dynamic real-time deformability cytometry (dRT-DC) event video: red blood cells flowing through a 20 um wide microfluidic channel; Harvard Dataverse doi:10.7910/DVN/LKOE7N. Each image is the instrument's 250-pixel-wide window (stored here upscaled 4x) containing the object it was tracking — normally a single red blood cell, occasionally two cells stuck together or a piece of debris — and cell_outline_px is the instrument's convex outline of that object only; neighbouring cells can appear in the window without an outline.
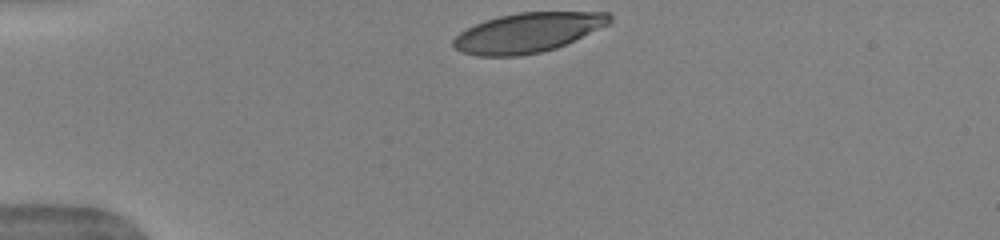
{"species": "human", "species_latin": "Homo sapiens", "temperature_condition": "warm", "stored_images_in_passage": 33, "camera_frame_rate_fps": 3000, "um_per_image_px": 0.085, "donor": {"sex": "female"}, "frame": {"image": 1, "passage_image": 1, "time_ms": 0.0, "image_size_px": [1000, 240], "cell_outline_px": [[612, 20], [608, 24], [556, 48], [540, 52], [516, 56], [476, 56], [464, 52], [456, 48], [452, 44], [452, 40], [460, 32], [484, 20], [500, 16], [520, 12], [608, 12], [612, 16]], "centroid_in_image_um": [44.84, 2.77], "position_along_channel_um": 40.2, "area_um2": 35.66}}
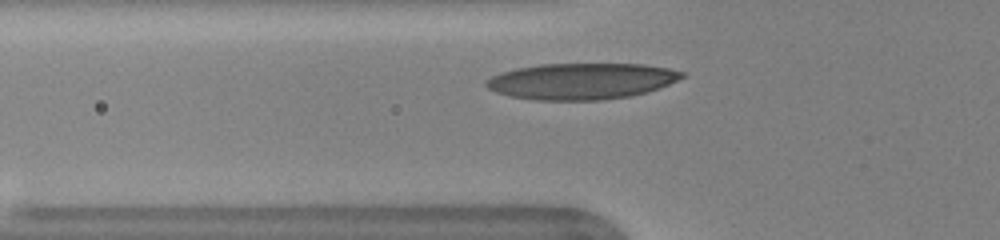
{"frame": {"image": 2, "passage_image": 7, "time_ms": 2.0, "image_size_px": [1000, 240], "cell_outline_px": [[684, 76], [668, 84], [648, 92], [628, 96], [600, 100], [536, 100], [512, 96], [496, 92], [488, 88], [484, 84], [484, 80], [492, 76], [516, 68], [540, 64], [644, 64], [668, 68], [684, 72]], "centroid_in_image_um": [49.41, 6.89], "position_along_channel_um": 76.4, "area_um2": 41.1}}
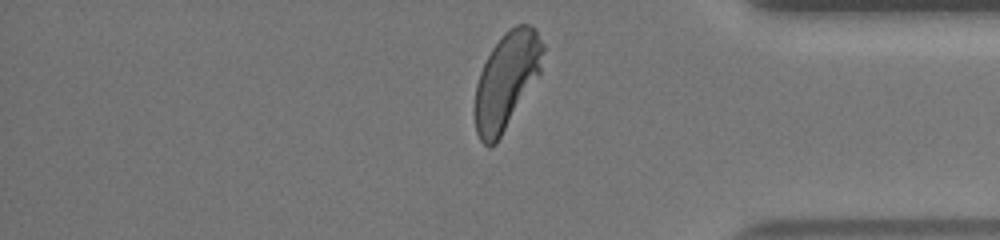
{"frame": {"image": 3, "passage_image": 32, "time_ms": 10.333, "image_size_px": [1000, 240], "cell_outline_px": [[544, 48], [540, 72], [496, 144], [488, 148], [480, 140], [476, 132], [476, 84], [480, 72], [492, 48], [504, 32], [508, 28], [516, 24], [528, 24], [536, 28], [544, 44]], "centroid_in_image_um": [43.07, 6.81], "position_along_channel_um": 392.1, "area_um2": 37.8}, "authors_computed_cell_mechanics": {"area_um2": 38.726, "velocity_mm_per_s": 3.9392, "shape_relaxation_time_tau1_ms": 2.8396, "shape_relaxation_time_tau2_ms": null, "deformation_change_tau1": 0.1591, "deformation_change_tau2": null}}